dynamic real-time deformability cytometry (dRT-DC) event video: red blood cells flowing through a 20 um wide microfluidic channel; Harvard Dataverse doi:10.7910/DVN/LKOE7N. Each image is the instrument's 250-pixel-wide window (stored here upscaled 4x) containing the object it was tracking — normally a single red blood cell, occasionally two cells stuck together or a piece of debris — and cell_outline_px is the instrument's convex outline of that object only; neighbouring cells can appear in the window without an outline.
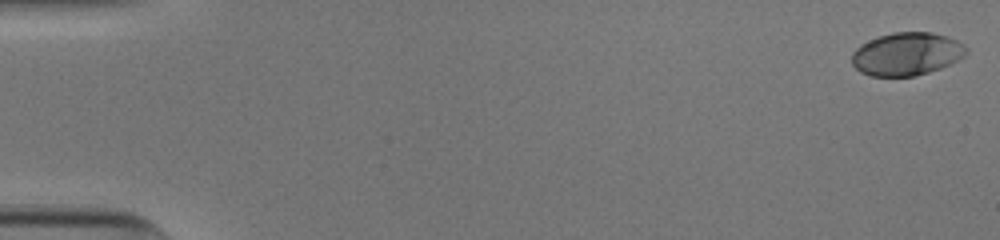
{"species": "human", "species_latin": "Homo sapiens", "temperature_condition": "cold", "stored_images_in_passage": 53, "camera_frame_rate_fps": 3000, "um_per_image_px": 0.085, "donor": {"sex": "male"}, "frame": {"image": 1, "passage_image": 1, "time_ms": 0.0, "image_size_px": [1000, 240], "cell_outline_px": [[968, 52], [964, 56], [940, 68], [916, 76], [872, 76], [860, 72], [852, 64], [852, 52], [860, 44], [876, 36], [892, 32], [932, 32], [948, 36], [964, 44], [968, 48]], "centroid_in_image_um": [77.05, 4.57], "position_along_channel_um": 7.9, "area_um2": 28.84}}
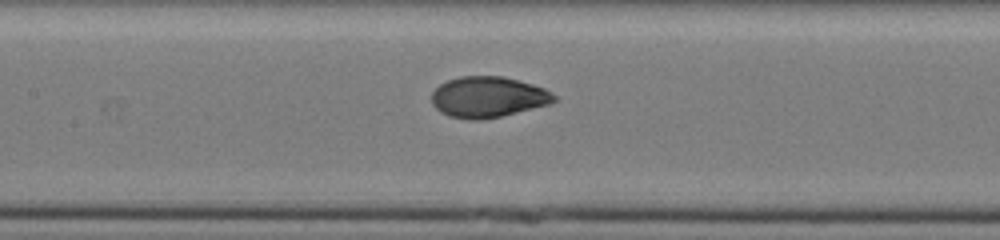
{"frame": {"image": 2, "passage_image": 26, "time_ms": 8.333, "image_size_px": [1000, 240], "cell_outline_px": [[556, 100], [552, 104], [500, 116], [480, 120], [468, 120], [448, 116], [440, 112], [432, 104], [432, 92], [440, 84], [448, 80], [460, 76], [504, 76], [532, 84], [544, 88], [552, 92], [556, 96]], "centroid_in_image_um": [41.49, 8.25], "position_along_channel_um": 165.9, "area_um2": 29.3}}
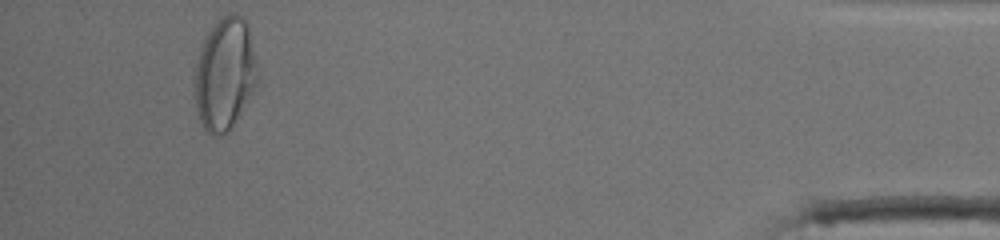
{"frame": {"image": 3, "passage_image": 50, "time_ms": 16.333, "image_size_px": [1000, 240], "cell_outline_px": [[256, 84], [236, 120], [228, 132], [220, 136], [212, 136], [204, 128], [200, 120], [196, 104], [196, 64], [208, 28], [220, 16], [228, 12], [236, 12], [248, 24], [256, 80]], "centroid_in_image_um": [19.07, 6.25], "position_along_channel_um": 416.1, "area_um2": 40.11}, "authors_computed_cell_mechanics": {"area_um2": 29.0734, "velocity_mm_per_s": 3.909, "shape_relaxation_time_tau1_ms": 4.9864, "shape_relaxation_time_tau2_ms": 0.8162, "deformation_change_tau1": 0.2045, "deformation_change_tau2": 0.0438}}